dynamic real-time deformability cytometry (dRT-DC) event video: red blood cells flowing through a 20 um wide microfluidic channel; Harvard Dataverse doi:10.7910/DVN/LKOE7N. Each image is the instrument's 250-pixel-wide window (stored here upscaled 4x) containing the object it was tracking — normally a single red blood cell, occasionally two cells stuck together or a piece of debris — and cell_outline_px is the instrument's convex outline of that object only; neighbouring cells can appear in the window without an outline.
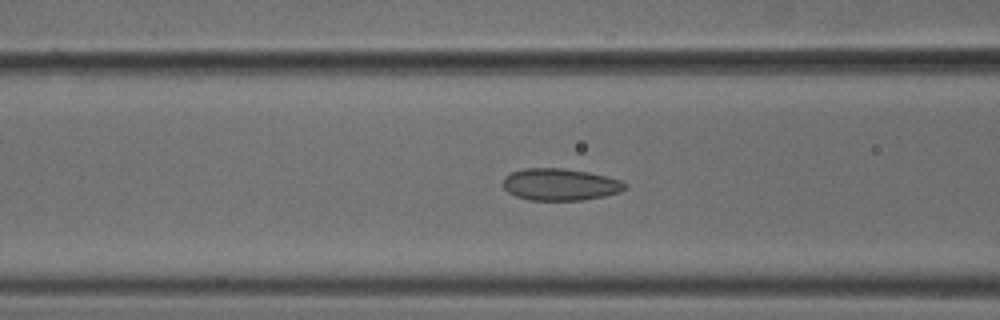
{"species": "common noctule bat (a hibernating species)", "species_latin": "Nyctalus noctula", "temperature_condition": "cold", "stored_images_in_passage": 28, "camera_frame_rate_fps": 3000, "um_per_image_px": 0.085, "animal": {"sex": "male", "body_mass_g": 18.8}, "frame": {"image": 1, "passage_image": 5, "time_ms": 1.333, "image_size_px": [1000, 320], "cell_outline_px": [[628, 188], [620, 192], [604, 196], [584, 200], [528, 200], [516, 196], [508, 192], [504, 188], [504, 176], [512, 172], [524, 168], [564, 168], [588, 172], [620, 180], [628, 184]], "centroid_in_image_um": [47.63, 15.68], "position_along_channel_um": 119.0, "area_um2": 22.77}}
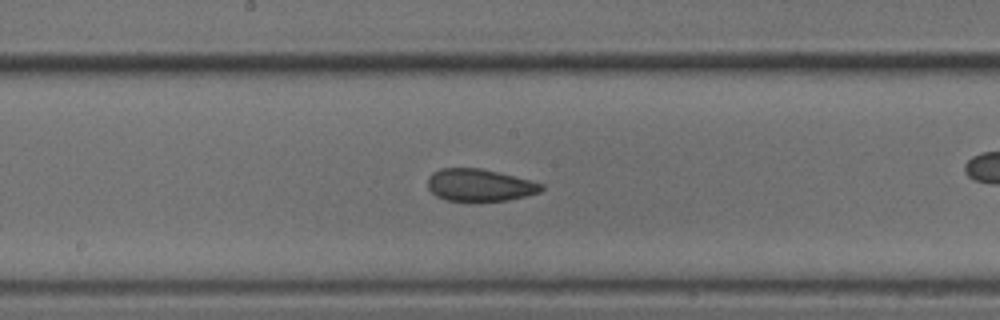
{"frame": {"image": 2, "passage_image": 12, "time_ms": 3.667, "image_size_px": [1000, 320], "cell_outline_px": [[544, 188], [540, 192], [508, 200], [476, 204], [472, 204], [448, 200], [436, 196], [428, 188], [428, 176], [432, 172], [440, 168], [480, 168], [544, 184]], "centroid_in_image_um": [40.72, 15.78], "position_along_channel_um": 207.5, "area_um2": 21.91}}
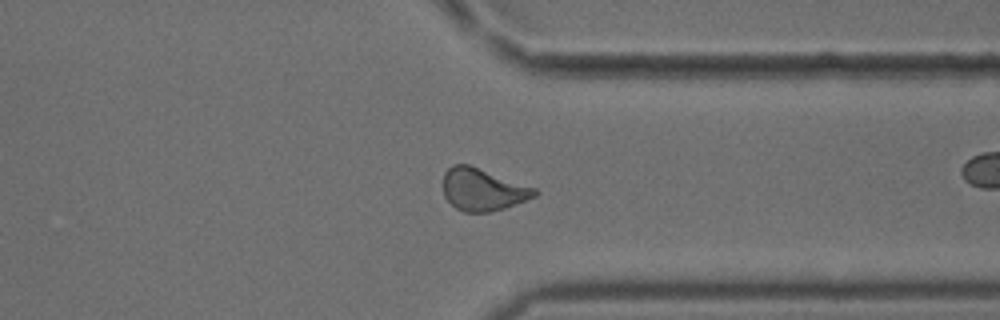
{"frame": {"image": 3, "passage_image": 25, "time_ms": 8.0, "image_size_px": [1000, 320], "cell_outline_px": [[540, 192], [536, 196], [504, 208], [488, 212], [464, 212], [456, 208], [444, 196], [444, 172], [452, 164], [468, 164], [536, 188]], "centroid_in_image_um": [41.04, 16.11], "position_along_channel_um": 370.4, "area_um2": 22.37}}